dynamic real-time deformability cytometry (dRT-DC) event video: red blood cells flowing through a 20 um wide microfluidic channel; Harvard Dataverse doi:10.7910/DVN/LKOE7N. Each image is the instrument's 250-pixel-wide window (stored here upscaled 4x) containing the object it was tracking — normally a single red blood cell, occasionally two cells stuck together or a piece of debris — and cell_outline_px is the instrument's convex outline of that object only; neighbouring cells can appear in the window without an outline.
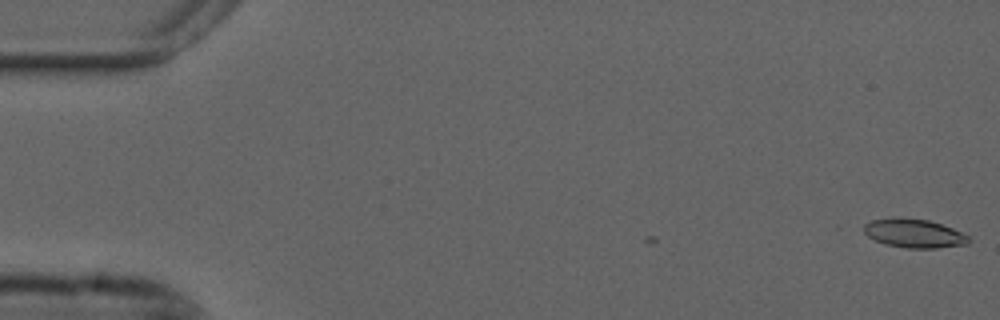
{"species": "common noctule bat (a hibernating species)", "species_latin": "Nyctalus noctula", "temperature_condition": "cold", "stored_images_in_passage": 7, "camera_frame_rate_fps": 3000, "um_per_image_px": 0.085, "animal": {"sex": "male", "forearm_length_mm": 52.5}, "frame": {"image": 1, "passage_image": 7, "time_ms": 2.0, "image_size_px": [1000, 320], "cell_outline_px": [[968, 244], [936, 248], [908, 248], [884, 244], [868, 236], [864, 232], [864, 224], [872, 220], [892, 216], [900, 216], [928, 220], [952, 228], [968, 236]], "centroid_in_image_um": [77.65, 19.81], "position_along_channel_um": 7.4, "area_um2": 17.63}}